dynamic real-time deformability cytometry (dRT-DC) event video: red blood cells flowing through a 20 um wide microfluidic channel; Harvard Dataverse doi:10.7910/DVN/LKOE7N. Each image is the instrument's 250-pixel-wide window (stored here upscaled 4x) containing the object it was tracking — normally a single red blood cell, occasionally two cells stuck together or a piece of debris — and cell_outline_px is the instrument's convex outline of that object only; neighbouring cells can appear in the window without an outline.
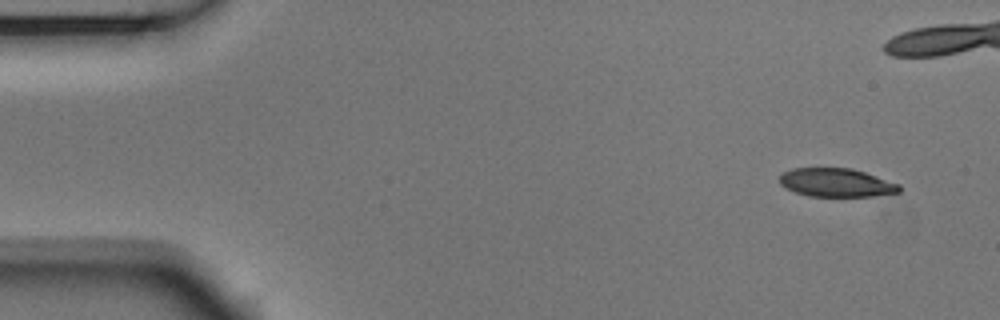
{"species": "Egyptian fruit bat (a non-hibernating species)", "species_latin": "Rousettus aegyptiacus", "temperature_condition": "room temperature", "stored_images_in_passage": 6, "camera_frame_rate_fps": 3000, "um_per_image_px": 0.085, "animal": {"sex": "male"}, "frame": {"image": 1, "passage_image": 1, "time_ms": 0.0, "image_size_px": [1000, 320], "cell_outline_px": [[900, 192], [872, 196], [808, 196], [796, 192], [780, 184], [780, 172], [792, 168], [852, 168], [900, 184]], "centroid_in_image_um": [71.07, 15.51], "position_along_channel_um": 13.9, "area_um2": 19.83}}
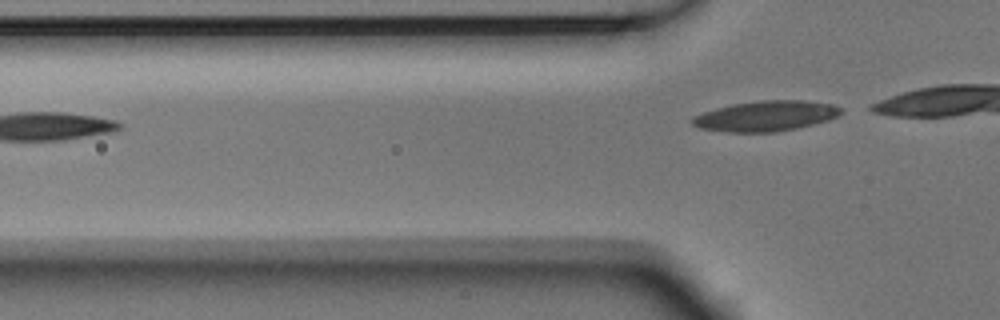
{"frame": {"image": 2, "passage_image": 6, "time_ms": 1.667, "image_size_px": [1000, 320], "cell_outline_px": [[844, 112], [828, 120], [796, 128], [776, 132], [728, 132], [700, 128], [692, 124], [688, 120], [692, 116], [716, 108], [732, 104], [760, 100], [800, 100], [832, 104], [840, 108]], "centroid_in_image_um": [65.05, 9.86], "position_along_channel_um": 60.8, "area_um2": 26.24}}